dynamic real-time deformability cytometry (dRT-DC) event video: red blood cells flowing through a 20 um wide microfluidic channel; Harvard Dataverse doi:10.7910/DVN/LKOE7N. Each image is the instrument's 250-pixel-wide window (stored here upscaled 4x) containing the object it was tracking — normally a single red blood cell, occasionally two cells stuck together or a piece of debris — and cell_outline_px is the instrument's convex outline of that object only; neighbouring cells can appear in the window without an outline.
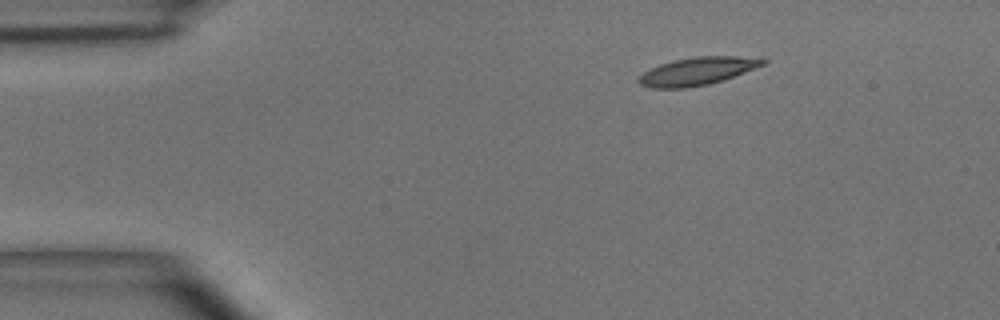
{"species": "common noctule bat (a hibernating species)", "species_latin": "Nyctalus noctula", "temperature_condition": "room temperature", "stored_images_in_passage": 16, "camera_frame_rate_fps": 3000, "um_per_image_px": 0.085, "animal": {"sex": "male", "body_mass_g": 15.6}, "frame": {"image": 1, "passage_image": 1, "time_ms": 0.0, "image_size_px": [1000, 320], "cell_outline_px": [[768, 60], [764, 64], [724, 80], [708, 84], [684, 88], [652, 88], [640, 84], [636, 80], [644, 72], [660, 64], [672, 60], [696, 56], [736, 56]], "centroid_in_image_um": [59.23, 6.05], "position_along_channel_um": 25.8, "area_um2": 19.88}}
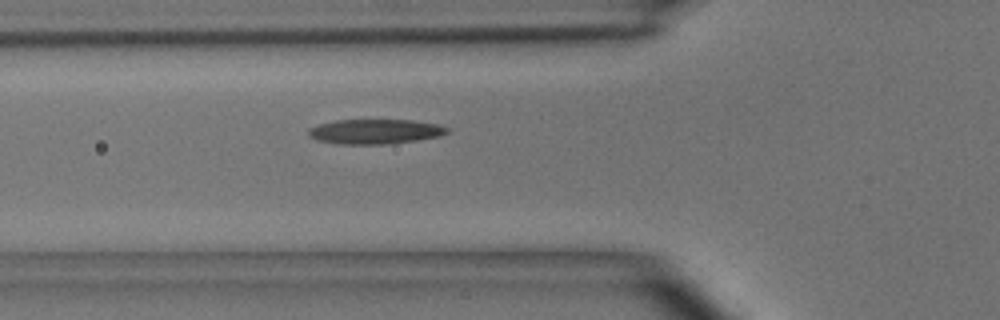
{"frame": {"image": 2, "passage_image": 11, "time_ms": 3.333, "image_size_px": [1000, 320], "cell_outline_px": [[448, 132], [440, 136], [416, 140], [388, 144], [336, 144], [316, 140], [308, 136], [308, 128], [320, 124], [336, 120], [412, 120], [440, 124], [448, 128]], "centroid_in_image_um": [31.86, 11.18], "position_along_channel_um": 93.9, "area_um2": 20.11}}
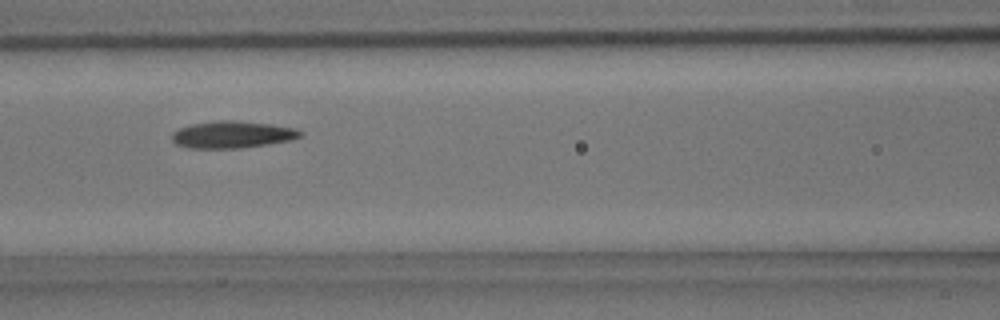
{"frame": {"image": 3, "passage_image": 15, "time_ms": 4.667, "image_size_px": [1000, 320], "cell_outline_px": [[304, 136], [292, 140], [240, 148], [188, 148], [176, 144], [172, 140], [172, 132], [180, 128], [192, 124], [216, 120], [236, 120], [272, 124], [296, 128], [304, 132]], "centroid_in_image_um": [19.79, 11.43], "position_along_channel_um": 146.8, "area_um2": 20.4}}